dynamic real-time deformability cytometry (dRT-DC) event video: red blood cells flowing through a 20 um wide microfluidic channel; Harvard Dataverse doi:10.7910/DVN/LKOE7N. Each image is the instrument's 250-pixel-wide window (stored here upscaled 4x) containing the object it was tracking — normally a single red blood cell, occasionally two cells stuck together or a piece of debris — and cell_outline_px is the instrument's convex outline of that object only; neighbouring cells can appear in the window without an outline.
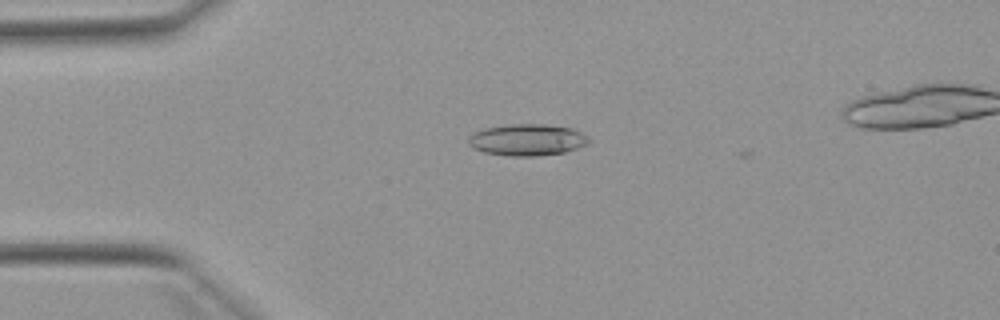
{"species": "Egyptian fruit bat (a non-hibernating species)", "species_latin": "Rousettus aegyptiacus", "temperature_condition": "warm", "stored_images_in_passage": 12, "camera_frame_rate_fps": 3000, "um_per_image_px": 0.085, "animal": {"sex": "female"}, "frame": {"image": 1, "passage_image": 10, "time_ms": 3.0, "image_size_px": [1000, 320], "cell_outline_px": [[588, 144], [564, 152], [536, 156], [508, 156], [484, 152], [468, 144], [468, 136], [484, 128], [512, 124], [544, 124], [572, 128], [588, 136]], "centroid_in_image_um": [44.81, 11.88], "position_along_channel_um": 40.2, "area_um2": 22.02}}